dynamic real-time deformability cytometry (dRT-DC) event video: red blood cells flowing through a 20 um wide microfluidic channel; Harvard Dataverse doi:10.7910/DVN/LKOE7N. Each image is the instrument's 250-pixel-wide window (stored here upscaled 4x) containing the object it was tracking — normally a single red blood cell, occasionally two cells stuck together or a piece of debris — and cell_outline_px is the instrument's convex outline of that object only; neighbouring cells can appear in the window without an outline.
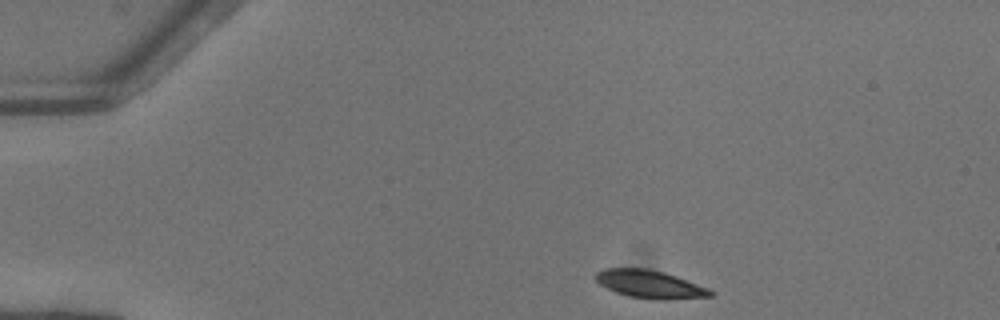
{"species": "common noctule bat (a hibernating species)", "species_latin": "Nyctalus noctula", "temperature_condition": "warm", "stored_images_in_passage": 42, "camera_frame_rate_fps": 3000, "um_per_image_px": 0.085, "animal": {"sex": "female"}, "frame": {"image": 1, "passage_image": 1, "time_ms": 0.0, "image_size_px": [1000, 320], "cell_outline_px": [[712, 296], [668, 300], [660, 300], [628, 296], [616, 292], [600, 284], [596, 280], [596, 272], [604, 268], [648, 268], [664, 272], [676, 276], [708, 288], [712, 292]], "centroid_in_image_um": [55.23, 24.15], "position_along_channel_um": 29.8, "area_um2": 18.55}}
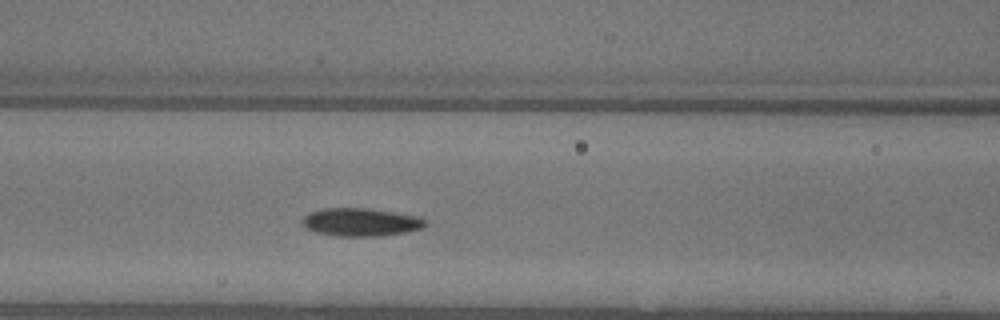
{"frame": {"image": 2, "passage_image": 14, "time_ms": 4.333, "image_size_px": [1000, 320], "cell_outline_px": [[428, 224], [424, 228], [404, 232], [380, 236], [336, 236], [316, 232], [308, 228], [304, 224], [304, 216], [308, 212], [324, 208], [368, 208], [420, 216], [428, 220]], "centroid_in_image_um": [30.74, 18.87], "position_along_channel_um": 135.9, "area_um2": 20.17}}
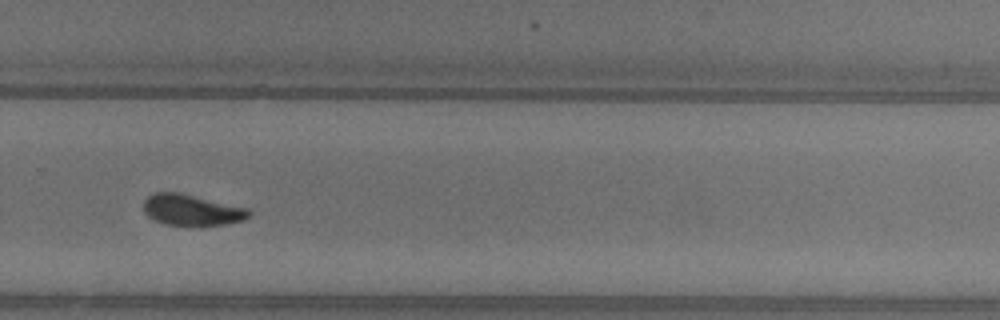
{"frame": {"image": 3, "passage_image": 27, "time_ms": 8.667, "image_size_px": [1000, 320], "cell_outline_px": [[252, 212], [244, 220], [224, 224], [192, 228], [164, 224], [148, 216], [144, 212], [144, 200], [148, 196], [156, 192], [180, 192], [252, 208]], "centroid_in_image_um": [16.35, 17.87], "position_along_channel_um": 313.5, "area_um2": 19.88}, "authors_computed_cell_mechanics": {"area_um2": 19.4786, "velocity_mm_per_s": 4.1141, "shape_relaxation_time_tau1_ms": 4.5341, "shape_relaxation_time_tau2_ms": 2.9692, "deformation_change_tau1": 0.1553, "deformation_change_tau2": 0.0729}}